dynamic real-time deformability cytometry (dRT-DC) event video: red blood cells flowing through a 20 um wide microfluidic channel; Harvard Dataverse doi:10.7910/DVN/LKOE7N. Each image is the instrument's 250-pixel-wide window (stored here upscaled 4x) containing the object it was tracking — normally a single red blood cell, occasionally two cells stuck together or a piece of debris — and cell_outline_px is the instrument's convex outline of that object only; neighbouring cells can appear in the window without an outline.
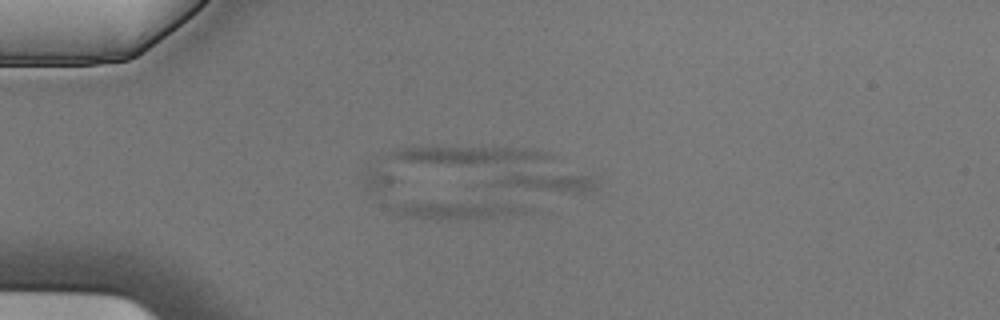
{"species": "Egyptian fruit bat (a non-hibernating species)", "species_latin": "Rousettus aegyptiacus", "temperature_condition": "cold", "stored_images_in_passage": 6, "camera_frame_rate_fps": 3000, "um_per_image_px": 0.085, "animal": {"sex": "male"}, "frame": {"image": 1, "passage_image": 6, "time_ms": 1.667, "image_size_px": [1000, 320], "cell_outline_px": [[532, 212], [476, 220], [432, 220], [404, 216], [392, 212], [392, 208], [396, 204], [520, 204], [532, 208]], "centroid_in_image_um": [39.03, 17.94], "position_along_channel_um": 46.0, "area_um2": 13.41}}